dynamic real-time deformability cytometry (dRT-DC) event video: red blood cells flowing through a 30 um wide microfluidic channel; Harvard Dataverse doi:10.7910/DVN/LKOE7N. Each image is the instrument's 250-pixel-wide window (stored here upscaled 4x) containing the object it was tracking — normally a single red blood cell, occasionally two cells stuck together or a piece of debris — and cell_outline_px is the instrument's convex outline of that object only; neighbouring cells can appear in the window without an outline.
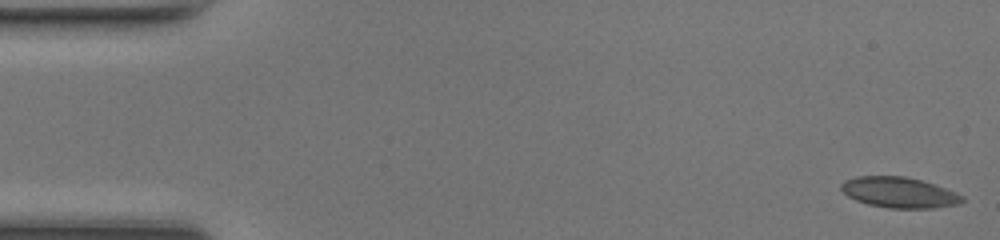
{"species": "common noctule bat (a hibernating species)", "species_latin": "Nyctalus noctula", "temperature_condition": "room temperature", "stored_images_in_passage": 48, "camera_frame_rate_fps": 3000, "um_per_image_px": 0.085, "animal": {"sex": "female", "body_mass_g": 17.0, "forearm_length_mm": 48.0}, "frame": {"image": 1, "passage_image": 1, "time_ms": 0.0, "image_size_px": [1000, 240], "cell_outline_px": [[964, 200], [960, 204], [932, 208], [888, 208], [868, 204], [856, 200], [848, 196], [840, 188], [840, 184], [844, 180], [856, 176], [904, 176], [920, 180], [956, 192], [964, 196]], "centroid_in_image_um": [76.41, 16.36], "position_along_channel_um": 8.6, "area_um2": 21.56}}
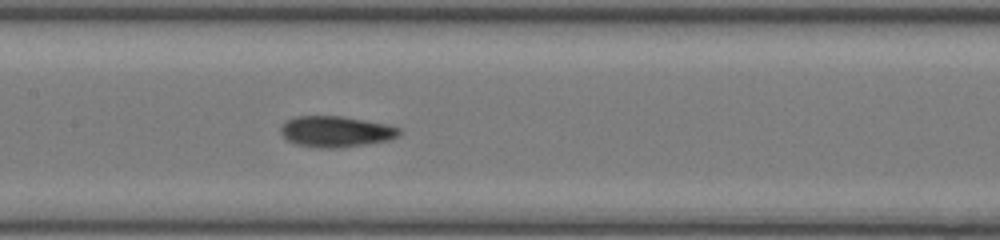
{"frame": {"image": 2, "passage_image": 23, "time_ms": 7.333, "image_size_px": [1000, 240], "cell_outline_px": [[400, 136], [388, 140], [364, 144], [332, 148], [320, 148], [296, 144], [288, 140], [280, 132], [280, 124], [284, 120], [296, 116], [344, 116], [388, 124], [400, 128]], "centroid_in_image_um": [28.53, 11.16], "position_along_channel_um": 178.9, "area_um2": 21.5}}
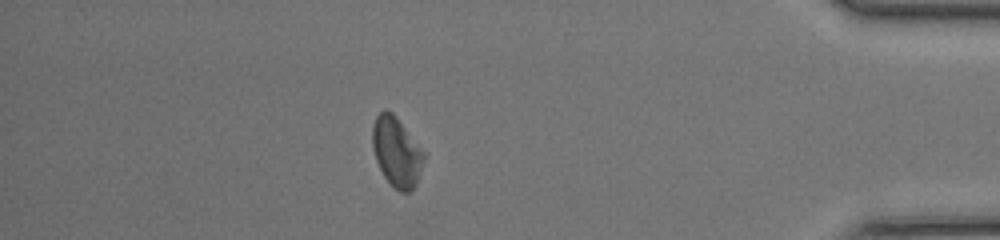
{"frame": {"image": 3, "passage_image": 42, "time_ms": 13.667, "image_size_px": [1000, 240], "cell_outline_px": [[424, 160], [416, 184], [408, 192], [400, 192], [384, 176], [376, 160], [372, 148], [372, 124], [376, 116], [384, 108], [392, 112], [396, 116], [424, 152]], "centroid_in_image_um": [33.68, 12.87], "position_along_channel_um": 401.5, "area_um2": 20.63}, "authors_computed_cell_mechanics": {"area_um2": 21.0392, "velocity_mm_per_s": 4.2516, "shape_relaxation_time_tau1_ms": 5.9566, "shape_relaxation_time_tau2_ms": 4.1331, "deformation_change_tau1": 0.1246, "deformation_change_tau2": 0.0924}}